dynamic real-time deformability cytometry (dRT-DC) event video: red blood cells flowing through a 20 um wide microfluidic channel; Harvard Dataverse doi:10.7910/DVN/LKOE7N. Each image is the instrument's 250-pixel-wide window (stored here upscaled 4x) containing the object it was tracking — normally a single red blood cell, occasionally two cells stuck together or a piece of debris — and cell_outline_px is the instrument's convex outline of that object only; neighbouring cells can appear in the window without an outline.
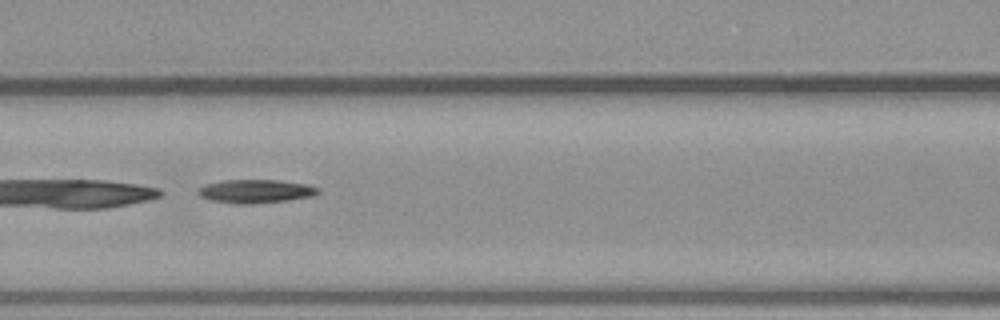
{"species": "common noctule bat (a hibernating species)", "species_latin": "Nyctalus noctula", "temperature_condition": "warm", "stored_images_in_passage": 43, "camera_frame_rate_fps": 3000, "um_per_image_px": 0.085, "animal": {"sex": "male", "body_mass_g": 23.1, "forearm_length_mm": 52.7}, "frame": {"image": 1, "passage_image": 19, "time_ms": 6.0, "image_size_px": [1000, 320], "cell_outline_px": [[320, 192], [316, 196], [288, 200], [252, 204], [236, 204], [212, 200], [200, 196], [196, 192], [196, 188], [208, 184], [224, 180], [280, 180], [308, 184], [320, 188]], "centroid_in_image_um": [21.78, 16.26], "position_along_channel_um": 144.8, "area_um2": 16.65}}
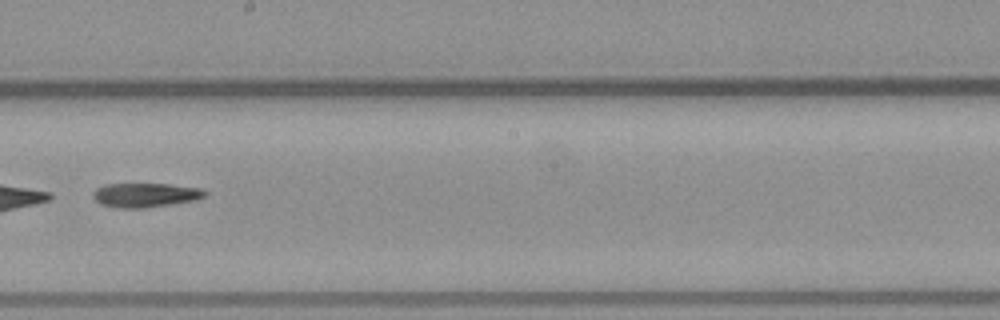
{"frame": {"image": 2, "passage_image": 25, "time_ms": 8.0, "image_size_px": [1000, 320], "cell_outline_px": [[208, 192], [204, 196], [196, 200], [172, 204], [144, 208], [116, 208], [100, 204], [92, 196], [92, 192], [96, 188], [104, 184], [168, 184], [200, 188]], "centroid_in_image_um": [12.33, 16.58], "position_along_channel_um": 235.9, "area_um2": 15.9}}
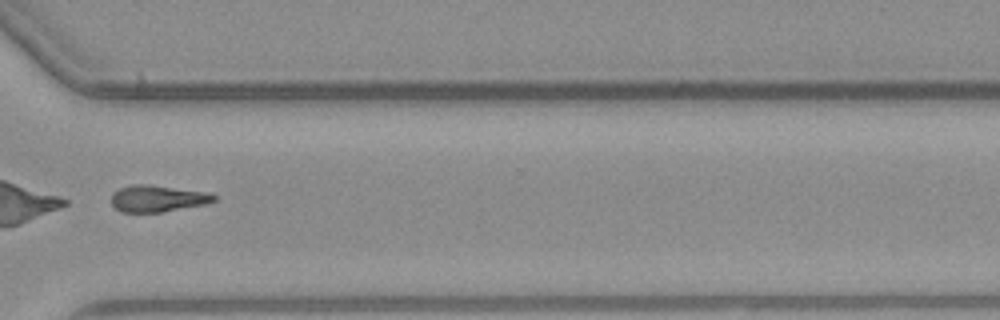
{"frame": {"image": 3, "passage_image": 33, "time_ms": 10.667, "image_size_px": [1000, 320], "cell_outline_px": [[220, 196], [216, 200], [208, 204], [160, 212], [120, 212], [112, 204], [112, 196], [120, 188], [132, 184], [148, 184], [208, 192]], "centroid_in_image_um": [13.47, 16.87], "position_along_channel_um": 357.1, "area_um2": 16.01}}